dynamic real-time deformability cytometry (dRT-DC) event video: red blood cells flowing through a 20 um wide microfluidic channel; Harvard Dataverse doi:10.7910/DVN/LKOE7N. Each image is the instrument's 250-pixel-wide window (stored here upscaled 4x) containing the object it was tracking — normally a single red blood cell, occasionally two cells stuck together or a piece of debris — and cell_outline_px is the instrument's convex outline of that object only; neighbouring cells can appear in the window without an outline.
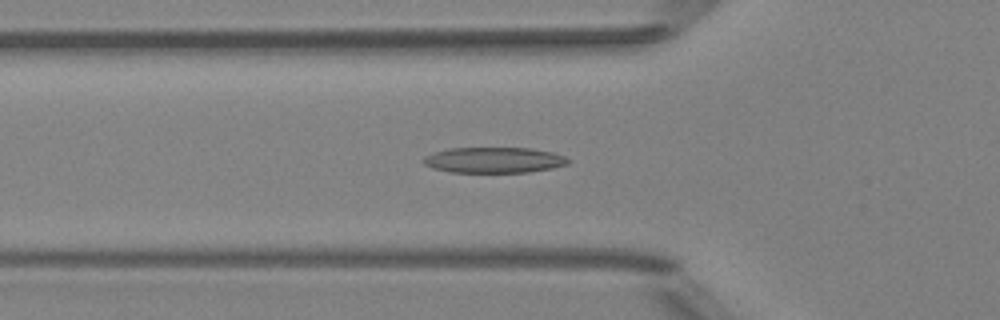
{"species": "Egyptian fruit bat (a non-hibernating species)", "species_latin": "Rousettus aegyptiacus", "temperature_condition": "room temperature", "stored_images_in_passage": 37, "camera_frame_rate_fps": 3000, "um_per_image_px": 0.085, "animal": {"sex": "female"}, "frame": {"image": 1, "passage_image": 4, "time_ms": 1.0, "image_size_px": [1000, 320], "cell_outline_px": [[572, 160], [568, 164], [552, 168], [528, 172], [452, 172], [432, 168], [424, 164], [424, 156], [448, 148], [532, 148], [552, 152], [564, 156]], "centroid_in_image_um": [42.02, 13.6], "position_along_channel_um": 83.8, "area_um2": 21.62}}
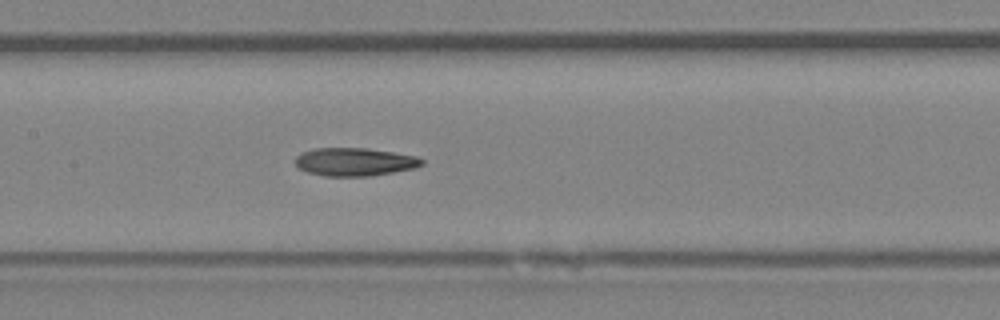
{"frame": {"image": 2, "passage_image": 11, "time_ms": 3.333, "image_size_px": [1000, 320], "cell_outline_px": [[424, 164], [416, 168], [368, 176], [324, 176], [308, 172], [300, 168], [296, 164], [296, 156], [300, 152], [316, 148], [368, 148], [416, 156], [424, 160]], "centroid_in_image_um": [30.15, 13.75], "position_along_channel_um": 177.2, "area_um2": 20.69}}
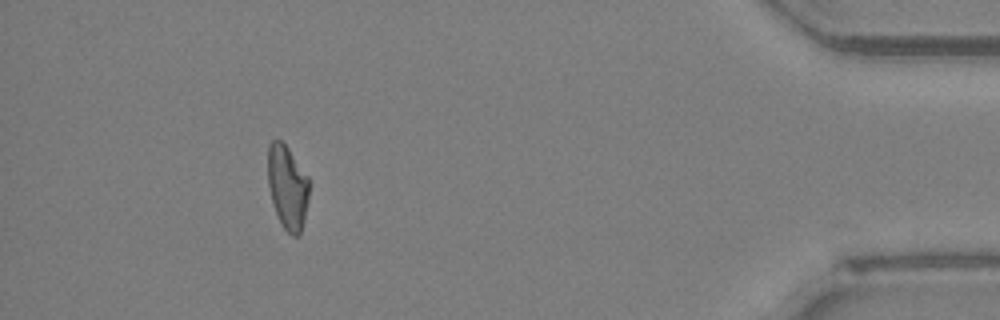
{"frame": {"image": 3, "passage_image": 33, "time_ms": 10.667, "image_size_px": [1000, 320], "cell_outline_px": [[308, 200], [304, 220], [300, 236], [292, 236], [284, 228], [272, 204], [268, 184], [268, 144], [272, 140], [280, 140], [288, 148], [308, 176]], "centroid_in_image_um": [24.43, 15.91], "position_along_channel_um": 410.8, "area_um2": 20.11}, "authors_computed_cell_mechanics": {"area_um2": 20.6346, "velocity_mm_per_s": 4.0086, "shape_relaxation_time_tau1_ms": 8.1515, "shape_relaxation_time_tau2_ms": 4.7547, "deformation_change_tau1": 0.2101, "deformation_change_tau2": 0.1545}}